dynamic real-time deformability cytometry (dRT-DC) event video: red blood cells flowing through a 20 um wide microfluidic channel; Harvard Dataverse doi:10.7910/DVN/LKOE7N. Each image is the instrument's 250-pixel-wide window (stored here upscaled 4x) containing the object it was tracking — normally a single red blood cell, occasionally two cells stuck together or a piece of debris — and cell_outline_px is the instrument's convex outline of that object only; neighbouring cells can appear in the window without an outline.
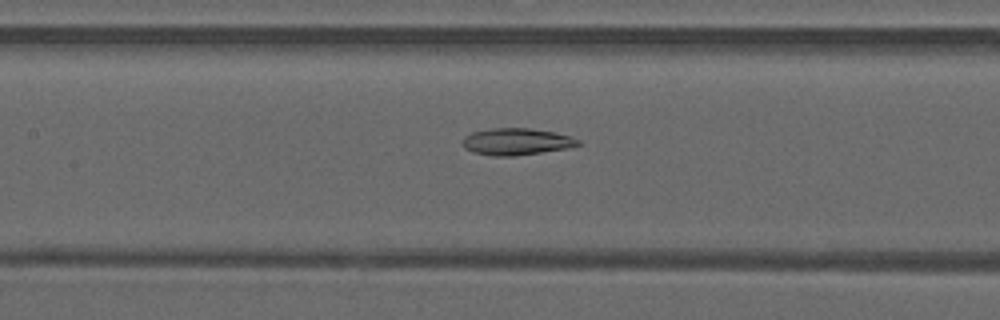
{"species": "common noctule bat (a hibernating species)", "species_latin": "Nyctalus noctula", "temperature_condition": "warm", "stored_images_in_passage": 49, "camera_frame_rate_fps": 3000, "um_per_image_px": 0.085, "animal": {"sex": "male", "forearm_length_mm": 52.5}, "frame": {"image": 1, "passage_image": 23, "time_ms": 7.333, "image_size_px": [1000, 320], "cell_outline_px": [[580, 144], [568, 148], [512, 156], [492, 156], [472, 152], [464, 148], [460, 140], [464, 136], [472, 132], [492, 128], [532, 128], [556, 132], [580, 140]], "centroid_in_image_um": [43.84, 12.03], "position_along_channel_um": 163.6, "area_um2": 18.15}}
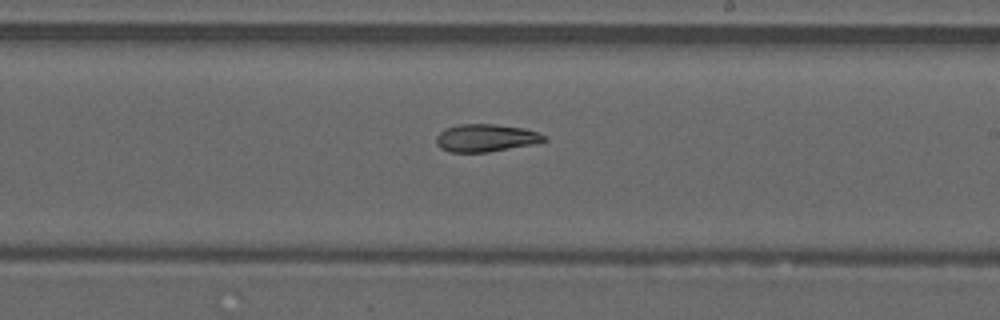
{"frame": {"image": 2, "passage_image": 29, "time_ms": 9.333, "image_size_px": [1000, 320], "cell_outline_px": [[548, 140], [532, 144], [488, 152], [448, 152], [440, 148], [436, 144], [436, 136], [444, 128], [460, 124], [496, 124], [524, 128], [548, 136]], "centroid_in_image_um": [41.27, 11.72], "position_along_channel_um": 247.7, "area_um2": 17.46}}
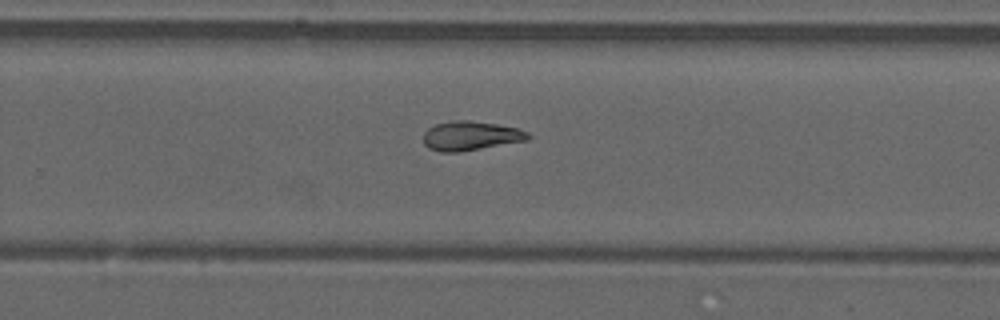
{"frame": {"image": 3, "passage_image": 32, "time_ms": 10.333, "image_size_px": [1000, 320], "cell_outline_px": [[532, 136], [528, 140], [460, 152], [440, 152], [428, 148], [424, 144], [424, 132], [428, 128], [436, 124], [452, 120], [468, 120], [496, 124], [516, 128], [528, 132]], "centroid_in_image_um": [40.0, 11.55], "position_along_channel_um": 289.8, "area_um2": 17.86}}